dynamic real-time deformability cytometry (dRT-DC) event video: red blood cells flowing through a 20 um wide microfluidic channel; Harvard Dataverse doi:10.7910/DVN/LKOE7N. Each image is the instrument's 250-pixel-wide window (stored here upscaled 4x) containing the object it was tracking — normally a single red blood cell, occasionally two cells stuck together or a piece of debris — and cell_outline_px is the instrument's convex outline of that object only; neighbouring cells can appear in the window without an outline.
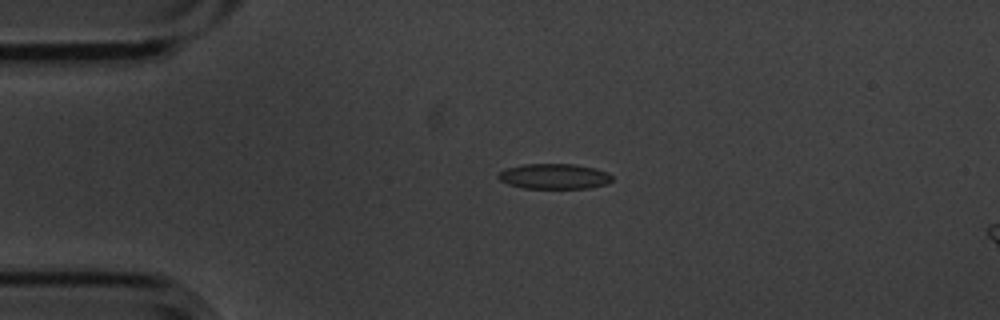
{"species": "common noctule bat (a hibernating species)", "species_latin": "Nyctalus noctula", "temperature_condition": "cold", "stored_images_in_passage": 6, "segment_of_instrument_passage": [1, 2], "camera_frame_rate_fps": 3000, "um_per_image_px": 0.085, "animal": {"sex": "male", "body_mass_g": 20.1, "forearm_length_mm": 53.5}, "frame": {"image": 1, "passage_image": 4, "time_ms": 1.0, "image_size_px": [1000, 320], "cell_outline_px": [[612, 180], [608, 184], [588, 188], [524, 188], [508, 184], [500, 180], [496, 176], [500, 172], [508, 168], [524, 164], [576, 164], [596, 168], [608, 172], [612, 176]], "centroid_in_image_um": [47.15, 14.99], "position_along_channel_um": 37.9, "area_um2": 16.82}}